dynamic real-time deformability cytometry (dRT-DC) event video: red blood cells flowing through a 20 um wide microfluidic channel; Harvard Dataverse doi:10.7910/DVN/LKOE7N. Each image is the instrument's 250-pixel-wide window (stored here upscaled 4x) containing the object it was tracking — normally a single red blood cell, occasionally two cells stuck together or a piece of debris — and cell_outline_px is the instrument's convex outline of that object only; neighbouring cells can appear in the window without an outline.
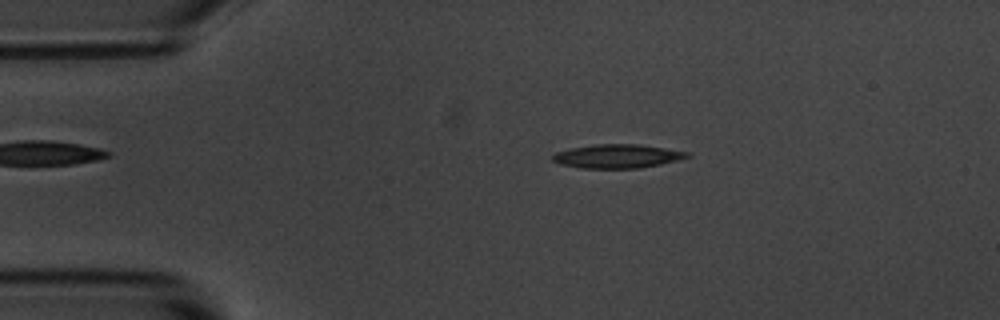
{"species": "common noctule bat (a hibernating species)", "species_latin": "Nyctalus noctula", "temperature_condition": "room temperature", "stored_images_in_passage": 53, "camera_frame_rate_fps": 3000, "um_per_image_px": 0.085, "animal": {"sex": "male", "body_mass_g": 20.1, "forearm_length_mm": 53.5}, "frame": {"image": 1, "passage_image": 9, "time_ms": 2.667, "image_size_px": [1000, 320], "cell_outline_px": [[692, 156], [660, 164], [640, 168], [580, 168], [560, 164], [552, 160], [552, 156], [556, 152], [568, 148], [596, 144], [636, 144], [692, 152]], "centroid_in_image_um": [52.47, 13.27], "position_along_channel_um": 32.5, "area_um2": 18.67}}
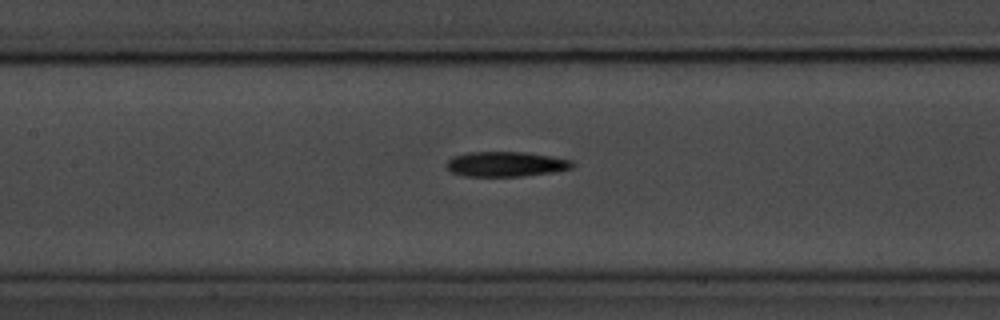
{"frame": {"image": 2, "passage_image": 23, "time_ms": 7.333, "image_size_px": [1000, 320], "cell_outline_px": [[576, 164], [572, 168], [552, 172], [520, 176], [464, 176], [452, 172], [444, 164], [452, 156], [468, 152], [524, 152], [552, 156], [572, 160]], "centroid_in_image_um": [42.99, 13.94], "position_along_channel_um": 164.4, "area_um2": 18.38}}
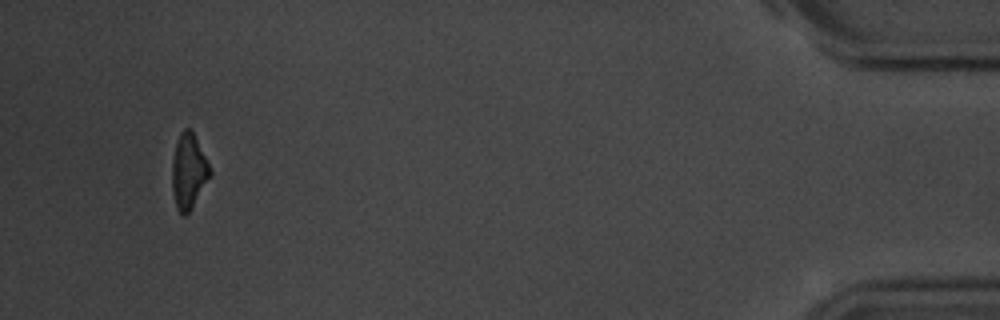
{"frame": {"image": 3, "passage_image": 50, "time_ms": 16.333, "image_size_px": [1000, 320], "cell_outline_px": [[212, 172], [188, 212], [184, 216], [180, 216], [176, 208], [172, 188], [172, 160], [176, 144], [180, 132], [184, 128], [192, 128]], "centroid_in_image_um": [16.01, 14.53], "position_along_channel_um": 419.2, "area_um2": 16.36}, "authors_computed_cell_mechanics": {"area_um2": 18.207, "velocity_mm_per_s": 3.6776, "shape_relaxation_time_tau1_ms": 3.5514, "shape_relaxation_time_tau2_ms": 10.812, "deformation_change_tau1": 0.1599, "deformation_change_tau2": 0.2638}}